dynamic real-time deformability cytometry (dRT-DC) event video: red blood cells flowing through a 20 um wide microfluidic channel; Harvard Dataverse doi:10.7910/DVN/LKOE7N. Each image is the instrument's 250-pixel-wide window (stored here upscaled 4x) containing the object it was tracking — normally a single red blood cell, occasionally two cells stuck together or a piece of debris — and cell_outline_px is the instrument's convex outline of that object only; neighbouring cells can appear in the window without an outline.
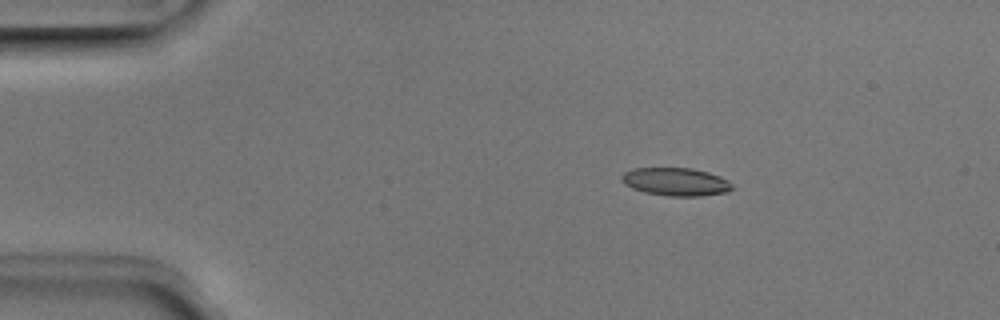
{"species": "Egyptian fruit bat (a non-hibernating species)", "species_latin": "Rousettus aegyptiacus", "temperature_condition": "room temperature", "stored_images_in_passage": 5, "camera_frame_rate_fps": 3000, "um_per_image_px": 0.085, "animal": {"sex": "male"}, "frame": {"image": 1, "passage_image": 3, "time_ms": 0.667, "image_size_px": [1000, 320], "cell_outline_px": [[732, 188], [728, 192], [700, 196], [668, 196], [644, 192], [632, 188], [624, 184], [620, 180], [620, 176], [624, 172], [632, 168], [692, 168], [708, 172], [720, 176], [728, 180], [732, 184]], "centroid_in_image_um": [57.42, 15.45], "position_along_channel_um": 27.6, "area_um2": 18.21}}
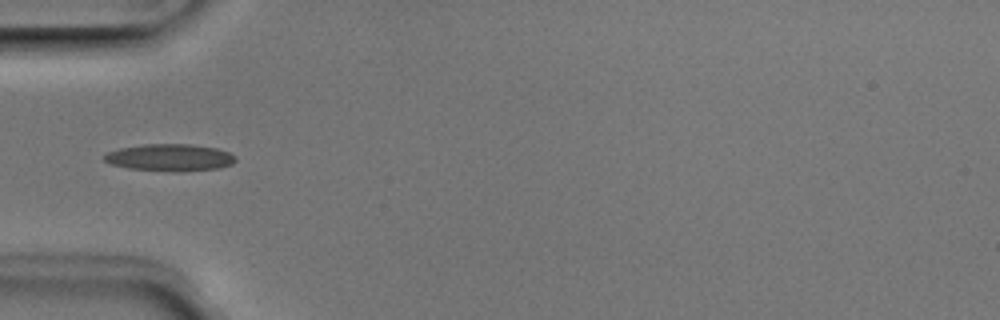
{"frame": {"image": 2, "passage_image": 5, "time_ms": 1.333, "image_size_px": [1000, 320], "cell_outline_px": [[236, 160], [232, 164], [220, 168], [128, 168], [112, 164], [104, 160], [104, 156], [108, 152], [120, 148], [144, 144], [188, 144], [216, 148], [228, 152], [236, 156]], "centroid_in_image_um": [14.44, 13.32], "position_along_channel_um": 70.6, "area_um2": 19.31}}